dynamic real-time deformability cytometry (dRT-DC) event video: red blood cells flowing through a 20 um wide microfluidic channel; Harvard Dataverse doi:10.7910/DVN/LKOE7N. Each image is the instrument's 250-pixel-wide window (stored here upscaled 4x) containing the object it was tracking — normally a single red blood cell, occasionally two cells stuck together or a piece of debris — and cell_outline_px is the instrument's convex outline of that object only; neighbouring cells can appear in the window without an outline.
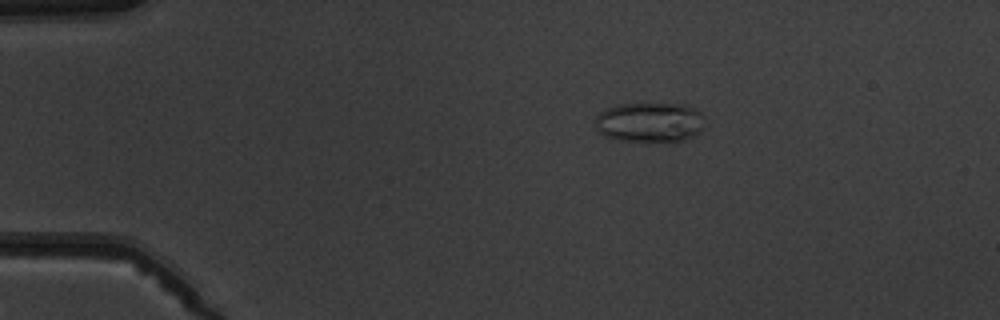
{"species": "common noctule bat (a hibernating species)", "species_latin": "Nyctalus noctula", "temperature_condition": "warm", "stored_images_in_passage": 8, "camera_frame_rate_fps": 3000, "um_per_image_px": 0.085, "animal": {"sex": "male", "body_mass_g": 19.5, "forearm_length_mm": 54.6}, "frame": {"image": 1, "passage_image": 3, "time_ms": 2.667, "image_size_px": [1000, 320], "cell_outline_px": [[704, 128], [700, 132], [692, 136], [680, 140], [620, 140], [604, 136], [596, 128], [596, 116], [600, 112], [608, 108], [620, 104], [684, 104], [696, 108], [704, 116]], "centroid_in_image_um": [55.26, 10.37], "position_along_channel_um": 29.7, "area_um2": 25.14}}
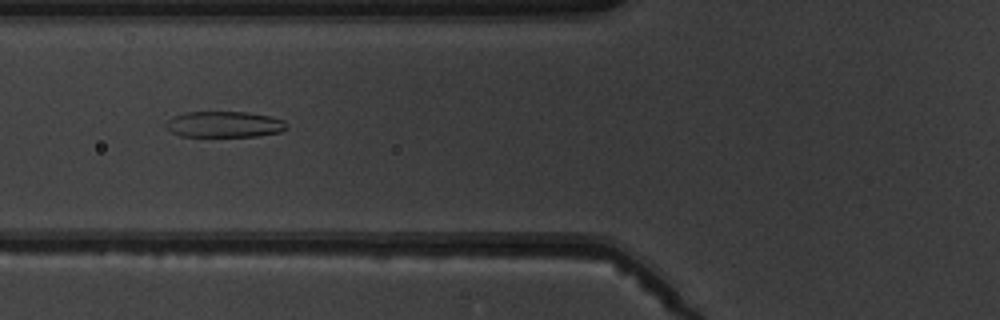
{"frame": {"image": 2, "passage_image": 6, "time_ms": 6.333, "image_size_px": [1000, 320], "cell_outline_px": [[288, 128], [280, 132], [256, 136], [180, 136], [172, 132], [164, 124], [172, 116], [184, 112], [248, 112], [272, 116], [284, 120], [288, 124]], "centroid_in_image_um": [19.09, 10.56], "position_along_channel_um": 106.7, "area_um2": 18.44}}
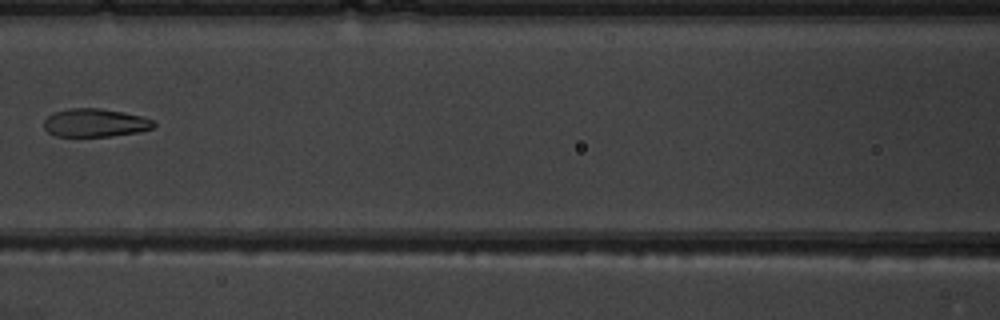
{"frame": {"image": 3, "passage_image": 7, "time_ms": 7.667, "image_size_px": [1000, 320], "cell_outline_px": [[156, 124], [152, 128], [140, 132], [112, 136], [56, 136], [48, 132], [44, 128], [44, 120], [52, 112], [68, 108], [100, 108], [124, 112], [156, 120]], "centroid_in_image_um": [8.09, 10.43], "position_along_channel_um": 158.5, "area_um2": 18.26}}